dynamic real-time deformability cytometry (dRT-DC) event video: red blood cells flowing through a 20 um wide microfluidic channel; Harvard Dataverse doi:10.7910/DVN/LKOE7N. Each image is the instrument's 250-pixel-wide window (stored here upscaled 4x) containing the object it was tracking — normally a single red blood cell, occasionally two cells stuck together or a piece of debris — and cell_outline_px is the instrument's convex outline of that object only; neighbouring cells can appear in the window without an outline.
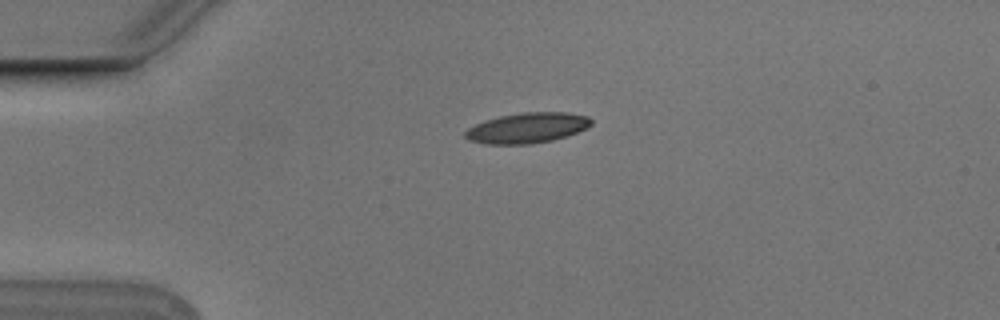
{"species": "Egyptian fruit bat (a non-hibernating species)", "species_latin": "Rousettus aegyptiacus", "temperature_condition": "cold", "stored_images_in_passage": 3, "camera_frame_rate_fps": 3000, "um_per_image_px": 0.085, "animal": {"sex": "male"}, "frame": {"image": 1, "passage_image": 3, "time_ms": 0.667, "image_size_px": [1000, 320], "cell_outline_px": [[592, 124], [588, 128], [568, 136], [552, 140], [528, 144], [484, 144], [468, 140], [464, 136], [464, 132], [468, 128], [476, 124], [500, 116], [524, 112], [564, 112], [588, 116], [592, 120]], "centroid_in_image_um": [44.84, 10.88], "position_along_channel_um": 40.2, "area_um2": 22.31}}